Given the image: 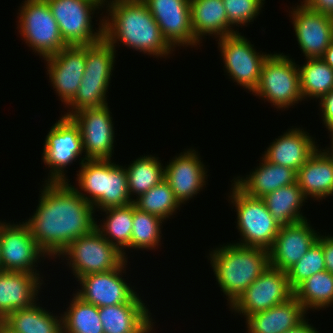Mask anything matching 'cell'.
I'll use <instances>...</instances> for the list:
<instances>
[{
	"instance_id": "1",
	"label": "cell",
	"mask_w": 333,
	"mask_h": 333,
	"mask_svg": "<svg viewBox=\"0 0 333 333\" xmlns=\"http://www.w3.org/2000/svg\"><path fill=\"white\" fill-rule=\"evenodd\" d=\"M32 217L25 220L39 247L55 259L78 237L95 229V209L69 181L45 182Z\"/></svg>"
},
{
	"instance_id": "2",
	"label": "cell",
	"mask_w": 333,
	"mask_h": 333,
	"mask_svg": "<svg viewBox=\"0 0 333 333\" xmlns=\"http://www.w3.org/2000/svg\"><path fill=\"white\" fill-rule=\"evenodd\" d=\"M105 8L108 16H103V38L114 48L122 44L165 59L175 51L142 0H110Z\"/></svg>"
},
{
	"instance_id": "3",
	"label": "cell",
	"mask_w": 333,
	"mask_h": 333,
	"mask_svg": "<svg viewBox=\"0 0 333 333\" xmlns=\"http://www.w3.org/2000/svg\"><path fill=\"white\" fill-rule=\"evenodd\" d=\"M209 256L218 287L226 295L229 307L270 266L269 250L235 243L220 245Z\"/></svg>"
},
{
	"instance_id": "4",
	"label": "cell",
	"mask_w": 333,
	"mask_h": 333,
	"mask_svg": "<svg viewBox=\"0 0 333 333\" xmlns=\"http://www.w3.org/2000/svg\"><path fill=\"white\" fill-rule=\"evenodd\" d=\"M76 188L95 211L124 207L133 203L128 191L125 166L112 160L87 159L79 162ZM89 194V195H88Z\"/></svg>"
},
{
	"instance_id": "5",
	"label": "cell",
	"mask_w": 333,
	"mask_h": 333,
	"mask_svg": "<svg viewBox=\"0 0 333 333\" xmlns=\"http://www.w3.org/2000/svg\"><path fill=\"white\" fill-rule=\"evenodd\" d=\"M285 110L303 100L300 90V73L295 59L282 53L267 56L262 65L257 88L252 93Z\"/></svg>"
},
{
	"instance_id": "6",
	"label": "cell",
	"mask_w": 333,
	"mask_h": 333,
	"mask_svg": "<svg viewBox=\"0 0 333 333\" xmlns=\"http://www.w3.org/2000/svg\"><path fill=\"white\" fill-rule=\"evenodd\" d=\"M228 200L237 214L236 228L240 234L235 244L245 247H259L269 250L274 243L280 225L268 211L261 198L245 195L233 183ZM230 198V199H229ZM241 240V241H240Z\"/></svg>"
},
{
	"instance_id": "7",
	"label": "cell",
	"mask_w": 333,
	"mask_h": 333,
	"mask_svg": "<svg viewBox=\"0 0 333 333\" xmlns=\"http://www.w3.org/2000/svg\"><path fill=\"white\" fill-rule=\"evenodd\" d=\"M21 4L17 13L18 32L34 53L45 59L67 46L46 0H25Z\"/></svg>"
},
{
	"instance_id": "8",
	"label": "cell",
	"mask_w": 333,
	"mask_h": 333,
	"mask_svg": "<svg viewBox=\"0 0 333 333\" xmlns=\"http://www.w3.org/2000/svg\"><path fill=\"white\" fill-rule=\"evenodd\" d=\"M58 257L68 260L75 280L91 273L112 271L126 260L96 229L72 241Z\"/></svg>"
},
{
	"instance_id": "9",
	"label": "cell",
	"mask_w": 333,
	"mask_h": 333,
	"mask_svg": "<svg viewBox=\"0 0 333 333\" xmlns=\"http://www.w3.org/2000/svg\"><path fill=\"white\" fill-rule=\"evenodd\" d=\"M62 117L50 127L45 137L42 159L49 173L44 182H70L66 176L67 166L76 160H87L83 152L79 127L70 117ZM83 156V157H81ZM80 157V158H79ZM65 171V172H64Z\"/></svg>"
},
{
	"instance_id": "10",
	"label": "cell",
	"mask_w": 333,
	"mask_h": 333,
	"mask_svg": "<svg viewBox=\"0 0 333 333\" xmlns=\"http://www.w3.org/2000/svg\"><path fill=\"white\" fill-rule=\"evenodd\" d=\"M46 1L67 46L92 45L103 39V16L99 20V27L93 29V15L97 13L95 11L101 9L94 2L90 0Z\"/></svg>"
},
{
	"instance_id": "11",
	"label": "cell",
	"mask_w": 333,
	"mask_h": 333,
	"mask_svg": "<svg viewBox=\"0 0 333 333\" xmlns=\"http://www.w3.org/2000/svg\"><path fill=\"white\" fill-rule=\"evenodd\" d=\"M216 41L224 71L229 79L253 93L258 86L262 65L269 53L257 52L250 40L239 32L223 36Z\"/></svg>"
},
{
	"instance_id": "12",
	"label": "cell",
	"mask_w": 333,
	"mask_h": 333,
	"mask_svg": "<svg viewBox=\"0 0 333 333\" xmlns=\"http://www.w3.org/2000/svg\"><path fill=\"white\" fill-rule=\"evenodd\" d=\"M0 241V271L40 274L37 264H41V258H49L24 221L16 224L0 221Z\"/></svg>"
},
{
	"instance_id": "13",
	"label": "cell",
	"mask_w": 333,
	"mask_h": 333,
	"mask_svg": "<svg viewBox=\"0 0 333 333\" xmlns=\"http://www.w3.org/2000/svg\"><path fill=\"white\" fill-rule=\"evenodd\" d=\"M293 296L287 273L269 266L229 307L245 319L258 312L286 302Z\"/></svg>"
},
{
	"instance_id": "14",
	"label": "cell",
	"mask_w": 333,
	"mask_h": 333,
	"mask_svg": "<svg viewBox=\"0 0 333 333\" xmlns=\"http://www.w3.org/2000/svg\"><path fill=\"white\" fill-rule=\"evenodd\" d=\"M107 105L82 109L70 116L79 127L87 159L111 160L114 154L115 127Z\"/></svg>"
},
{
	"instance_id": "15",
	"label": "cell",
	"mask_w": 333,
	"mask_h": 333,
	"mask_svg": "<svg viewBox=\"0 0 333 333\" xmlns=\"http://www.w3.org/2000/svg\"><path fill=\"white\" fill-rule=\"evenodd\" d=\"M128 261L125 260L117 269L112 271L91 273L78 278L81 289L75 294L85 302L97 307L124 304L128 301H143L135 288L122 278L126 273Z\"/></svg>"
},
{
	"instance_id": "16",
	"label": "cell",
	"mask_w": 333,
	"mask_h": 333,
	"mask_svg": "<svg viewBox=\"0 0 333 333\" xmlns=\"http://www.w3.org/2000/svg\"><path fill=\"white\" fill-rule=\"evenodd\" d=\"M160 27L167 43L178 46L200 47L191 26L190 0H142Z\"/></svg>"
},
{
	"instance_id": "17",
	"label": "cell",
	"mask_w": 333,
	"mask_h": 333,
	"mask_svg": "<svg viewBox=\"0 0 333 333\" xmlns=\"http://www.w3.org/2000/svg\"><path fill=\"white\" fill-rule=\"evenodd\" d=\"M291 9L289 17L303 56L321 58L333 40V17L311 11L302 2Z\"/></svg>"
},
{
	"instance_id": "18",
	"label": "cell",
	"mask_w": 333,
	"mask_h": 333,
	"mask_svg": "<svg viewBox=\"0 0 333 333\" xmlns=\"http://www.w3.org/2000/svg\"><path fill=\"white\" fill-rule=\"evenodd\" d=\"M47 65L49 82L64 105L75 97L86 64L85 45L66 46L58 53L43 59Z\"/></svg>"
},
{
	"instance_id": "19",
	"label": "cell",
	"mask_w": 333,
	"mask_h": 333,
	"mask_svg": "<svg viewBox=\"0 0 333 333\" xmlns=\"http://www.w3.org/2000/svg\"><path fill=\"white\" fill-rule=\"evenodd\" d=\"M199 155L198 151L192 148L185 149L165 164L164 180L170 185L181 205L197 196L203 187H206L208 169Z\"/></svg>"
},
{
	"instance_id": "20",
	"label": "cell",
	"mask_w": 333,
	"mask_h": 333,
	"mask_svg": "<svg viewBox=\"0 0 333 333\" xmlns=\"http://www.w3.org/2000/svg\"><path fill=\"white\" fill-rule=\"evenodd\" d=\"M308 219L283 225L269 249L270 266L287 271L315 244L320 235Z\"/></svg>"
},
{
	"instance_id": "21",
	"label": "cell",
	"mask_w": 333,
	"mask_h": 333,
	"mask_svg": "<svg viewBox=\"0 0 333 333\" xmlns=\"http://www.w3.org/2000/svg\"><path fill=\"white\" fill-rule=\"evenodd\" d=\"M307 131L303 128H289L283 135L275 138L268 145L262 156L271 163L279 164L298 170L309 160V158L319 148V144L315 142Z\"/></svg>"
},
{
	"instance_id": "22",
	"label": "cell",
	"mask_w": 333,
	"mask_h": 333,
	"mask_svg": "<svg viewBox=\"0 0 333 333\" xmlns=\"http://www.w3.org/2000/svg\"><path fill=\"white\" fill-rule=\"evenodd\" d=\"M40 274L0 271V321L15 310L33 306L39 299ZM43 281V282H42Z\"/></svg>"
},
{
	"instance_id": "23",
	"label": "cell",
	"mask_w": 333,
	"mask_h": 333,
	"mask_svg": "<svg viewBox=\"0 0 333 333\" xmlns=\"http://www.w3.org/2000/svg\"><path fill=\"white\" fill-rule=\"evenodd\" d=\"M151 315L144 301L99 307L104 333H153L156 322Z\"/></svg>"
},
{
	"instance_id": "24",
	"label": "cell",
	"mask_w": 333,
	"mask_h": 333,
	"mask_svg": "<svg viewBox=\"0 0 333 333\" xmlns=\"http://www.w3.org/2000/svg\"><path fill=\"white\" fill-rule=\"evenodd\" d=\"M254 170L246 175L237 176L232 183L245 195L252 198H263L277 189L297 182V172L291 168L274 164L263 156Z\"/></svg>"
},
{
	"instance_id": "25",
	"label": "cell",
	"mask_w": 333,
	"mask_h": 333,
	"mask_svg": "<svg viewBox=\"0 0 333 333\" xmlns=\"http://www.w3.org/2000/svg\"><path fill=\"white\" fill-rule=\"evenodd\" d=\"M297 183L307 199L322 201L333 196V158L324 148H318L298 170Z\"/></svg>"
},
{
	"instance_id": "26",
	"label": "cell",
	"mask_w": 333,
	"mask_h": 333,
	"mask_svg": "<svg viewBox=\"0 0 333 333\" xmlns=\"http://www.w3.org/2000/svg\"><path fill=\"white\" fill-rule=\"evenodd\" d=\"M306 314L303 305L292 296L284 303L248 316L245 325L248 333H284L300 324Z\"/></svg>"
},
{
	"instance_id": "27",
	"label": "cell",
	"mask_w": 333,
	"mask_h": 333,
	"mask_svg": "<svg viewBox=\"0 0 333 333\" xmlns=\"http://www.w3.org/2000/svg\"><path fill=\"white\" fill-rule=\"evenodd\" d=\"M190 7L191 26L199 43L208 35L219 39L239 32L229 22L223 0H190Z\"/></svg>"
},
{
	"instance_id": "28",
	"label": "cell",
	"mask_w": 333,
	"mask_h": 333,
	"mask_svg": "<svg viewBox=\"0 0 333 333\" xmlns=\"http://www.w3.org/2000/svg\"><path fill=\"white\" fill-rule=\"evenodd\" d=\"M8 314L2 322L17 333H63V317L53 315L41 304ZM52 313V314H51Z\"/></svg>"
},
{
	"instance_id": "29",
	"label": "cell",
	"mask_w": 333,
	"mask_h": 333,
	"mask_svg": "<svg viewBox=\"0 0 333 333\" xmlns=\"http://www.w3.org/2000/svg\"><path fill=\"white\" fill-rule=\"evenodd\" d=\"M261 199L280 226L307 219L305 215L303 216L301 209L308 199L303 195L297 182L281 187Z\"/></svg>"
},
{
	"instance_id": "30",
	"label": "cell",
	"mask_w": 333,
	"mask_h": 333,
	"mask_svg": "<svg viewBox=\"0 0 333 333\" xmlns=\"http://www.w3.org/2000/svg\"><path fill=\"white\" fill-rule=\"evenodd\" d=\"M101 212H104L107 216L101 223L96 221L95 229L123 253L124 258L128 260L126 250L131 249L134 204L131 203L124 207H111L101 210Z\"/></svg>"
},
{
	"instance_id": "31",
	"label": "cell",
	"mask_w": 333,
	"mask_h": 333,
	"mask_svg": "<svg viewBox=\"0 0 333 333\" xmlns=\"http://www.w3.org/2000/svg\"><path fill=\"white\" fill-rule=\"evenodd\" d=\"M128 181V191L131 199L136 198L149 191L155 185L165 179V166L159 157L147 155L140 156L132 161L127 167L125 165ZM133 195V196H132Z\"/></svg>"
},
{
	"instance_id": "32",
	"label": "cell",
	"mask_w": 333,
	"mask_h": 333,
	"mask_svg": "<svg viewBox=\"0 0 333 333\" xmlns=\"http://www.w3.org/2000/svg\"><path fill=\"white\" fill-rule=\"evenodd\" d=\"M293 296L307 313L333 307V274L327 270L314 274L293 290Z\"/></svg>"
},
{
	"instance_id": "33",
	"label": "cell",
	"mask_w": 333,
	"mask_h": 333,
	"mask_svg": "<svg viewBox=\"0 0 333 333\" xmlns=\"http://www.w3.org/2000/svg\"><path fill=\"white\" fill-rule=\"evenodd\" d=\"M298 68L303 100L315 98L319 101L333 90V69L321 58H308L302 66L298 65Z\"/></svg>"
},
{
	"instance_id": "34",
	"label": "cell",
	"mask_w": 333,
	"mask_h": 333,
	"mask_svg": "<svg viewBox=\"0 0 333 333\" xmlns=\"http://www.w3.org/2000/svg\"><path fill=\"white\" fill-rule=\"evenodd\" d=\"M69 307L62 313L63 333H104L99 307L73 293Z\"/></svg>"
},
{
	"instance_id": "35",
	"label": "cell",
	"mask_w": 333,
	"mask_h": 333,
	"mask_svg": "<svg viewBox=\"0 0 333 333\" xmlns=\"http://www.w3.org/2000/svg\"><path fill=\"white\" fill-rule=\"evenodd\" d=\"M133 204L141 211L156 215L164 221L182 206L165 180L133 199Z\"/></svg>"
},
{
	"instance_id": "36",
	"label": "cell",
	"mask_w": 333,
	"mask_h": 333,
	"mask_svg": "<svg viewBox=\"0 0 333 333\" xmlns=\"http://www.w3.org/2000/svg\"><path fill=\"white\" fill-rule=\"evenodd\" d=\"M164 220L156 215L141 211L134 205L131 249L155 250L159 248ZM162 227V228H161Z\"/></svg>"
},
{
	"instance_id": "37",
	"label": "cell",
	"mask_w": 333,
	"mask_h": 333,
	"mask_svg": "<svg viewBox=\"0 0 333 333\" xmlns=\"http://www.w3.org/2000/svg\"><path fill=\"white\" fill-rule=\"evenodd\" d=\"M117 50L104 38L92 45H85V72L83 78L111 79L115 69Z\"/></svg>"
},
{
	"instance_id": "38",
	"label": "cell",
	"mask_w": 333,
	"mask_h": 333,
	"mask_svg": "<svg viewBox=\"0 0 333 333\" xmlns=\"http://www.w3.org/2000/svg\"><path fill=\"white\" fill-rule=\"evenodd\" d=\"M111 79L82 78L81 84L74 99L65 107L68 112H64L65 117L86 108L103 107L108 104L107 93Z\"/></svg>"
},
{
	"instance_id": "39",
	"label": "cell",
	"mask_w": 333,
	"mask_h": 333,
	"mask_svg": "<svg viewBox=\"0 0 333 333\" xmlns=\"http://www.w3.org/2000/svg\"><path fill=\"white\" fill-rule=\"evenodd\" d=\"M323 270H326V267L322 249V234H320L318 240L306 254L286 271L289 287L294 290L305 279Z\"/></svg>"
},
{
	"instance_id": "40",
	"label": "cell",
	"mask_w": 333,
	"mask_h": 333,
	"mask_svg": "<svg viewBox=\"0 0 333 333\" xmlns=\"http://www.w3.org/2000/svg\"><path fill=\"white\" fill-rule=\"evenodd\" d=\"M265 0H223L229 22L235 27L247 26L261 13Z\"/></svg>"
},
{
	"instance_id": "41",
	"label": "cell",
	"mask_w": 333,
	"mask_h": 333,
	"mask_svg": "<svg viewBox=\"0 0 333 333\" xmlns=\"http://www.w3.org/2000/svg\"><path fill=\"white\" fill-rule=\"evenodd\" d=\"M319 110L322 113V123L329 134L333 133V90L324 95L319 101Z\"/></svg>"
},
{
	"instance_id": "42",
	"label": "cell",
	"mask_w": 333,
	"mask_h": 333,
	"mask_svg": "<svg viewBox=\"0 0 333 333\" xmlns=\"http://www.w3.org/2000/svg\"><path fill=\"white\" fill-rule=\"evenodd\" d=\"M311 11L333 17V0H302Z\"/></svg>"
},
{
	"instance_id": "43",
	"label": "cell",
	"mask_w": 333,
	"mask_h": 333,
	"mask_svg": "<svg viewBox=\"0 0 333 333\" xmlns=\"http://www.w3.org/2000/svg\"><path fill=\"white\" fill-rule=\"evenodd\" d=\"M322 249L326 270L333 274V236L329 233L322 235Z\"/></svg>"
},
{
	"instance_id": "44",
	"label": "cell",
	"mask_w": 333,
	"mask_h": 333,
	"mask_svg": "<svg viewBox=\"0 0 333 333\" xmlns=\"http://www.w3.org/2000/svg\"><path fill=\"white\" fill-rule=\"evenodd\" d=\"M309 319L305 318L296 327L285 331L284 333H320L317 329L308 322Z\"/></svg>"
},
{
	"instance_id": "45",
	"label": "cell",
	"mask_w": 333,
	"mask_h": 333,
	"mask_svg": "<svg viewBox=\"0 0 333 333\" xmlns=\"http://www.w3.org/2000/svg\"><path fill=\"white\" fill-rule=\"evenodd\" d=\"M321 59L333 69V40L331 41Z\"/></svg>"
},
{
	"instance_id": "46",
	"label": "cell",
	"mask_w": 333,
	"mask_h": 333,
	"mask_svg": "<svg viewBox=\"0 0 333 333\" xmlns=\"http://www.w3.org/2000/svg\"><path fill=\"white\" fill-rule=\"evenodd\" d=\"M0 333H17V332L12 331L2 321H0Z\"/></svg>"
},
{
	"instance_id": "47",
	"label": "cell",
	"mask_w": 333,
	"mask_h": 333,
	"mask_svg": "<svg viewBox=\"0 0 333 333\" xmlns=\"http://www.w3.org/2000/svg\"><path fill=\"white\" fill-rule=\"evenodd\" d=\"M90 1L94 2L95 4H97L101 8V10H102V8L104 9V6L107 7V5H108V3H109L110 0H90Z\"/></svg>"
},
{
	"instance_id": "48",
	"label": "cell",
	"mask_w": 333,
	"mask_h": 333,
	"mask_svg": "<svg viewBox=\"0 0 333 333\" xmlns=\"http://www.w3.org/2000/svg\"><path fill=\"white\" fill-rule=\"evenodd\" d=\"M331 137V145H329L330 147H325V150L328 152V154L333 158V133L329 134V138Z\"/></svg>"
}]
</instances>
